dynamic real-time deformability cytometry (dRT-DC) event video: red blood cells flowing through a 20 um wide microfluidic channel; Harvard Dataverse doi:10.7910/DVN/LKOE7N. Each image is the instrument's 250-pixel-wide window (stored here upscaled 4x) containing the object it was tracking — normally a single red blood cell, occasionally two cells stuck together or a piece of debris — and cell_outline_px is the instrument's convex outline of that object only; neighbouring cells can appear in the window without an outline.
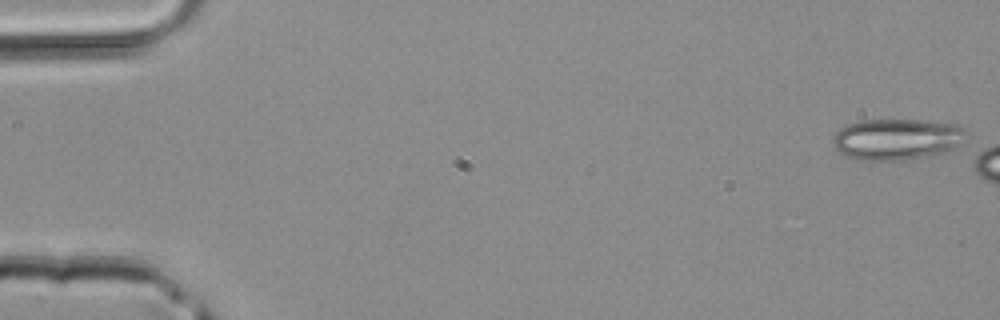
{"species": "common noctule bat (a hibernating species)", "species_latin": "Nyctalus noctula", "temperature_condition": "room temperature", "stored_images_in_passage": 3, "camera_frame_rate_fps": 3000, "um_per_image_px": 0.085, "animal": {"sex": "male", "body_mass_g": 20.4}, "frame": {"image": 1, "passage_image": 1, "time_ms": 0.0, "image_size_px": [1000, 320], "cell_outline_px": [[968, 132], [960, 144], [944, 152], [924, 156], [900, 160], [860, 160], [848, 156], [840, 152], [832, 144], [832, 136], [840, 128], [848, 124], [860, 120], [920, 120], [956, 124], [964, 128]], "centroid_in_image_um": [76.21, 11.82], "position_along_channel_um": 8.8, "area_um2": 31.85}}